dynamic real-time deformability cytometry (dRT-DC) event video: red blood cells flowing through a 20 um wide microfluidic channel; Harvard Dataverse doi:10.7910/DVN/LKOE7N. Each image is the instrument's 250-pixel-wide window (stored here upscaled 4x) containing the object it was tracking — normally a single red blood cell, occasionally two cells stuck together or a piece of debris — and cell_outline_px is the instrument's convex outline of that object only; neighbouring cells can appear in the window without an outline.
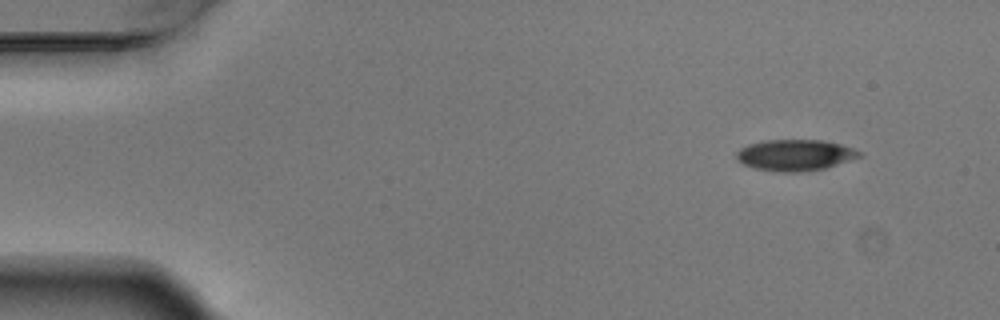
{"species": "Egyptian fruit bat (a non-hibernating species)", "species_latin": "Rousettus aegyptiacus", "temperature_condition": "warm", "stored_images_in_passage": 4, "camera_frame_rate_fps": 3000, "um_per_image_px": 0.085, "animal": {"sex": "male"}, "frame": {"image": 1, "passage_image": 1, "time_ms": 0.0, "image_size_px": [1000, 320], "cell_outline_px": [[864, 156], [824, 168], [800, 172], [780, 172], [756, 168], [744, 164], [736, 160], [736, 152], [740, 148], [748, 144], [764, 140], [824, 140], [840, 144], [852, 148], [860, 152]], "centroid_in_image_um": [67.57, 13.18], "position_along_channel_um": 17.4, "area_um2": 22.31}}
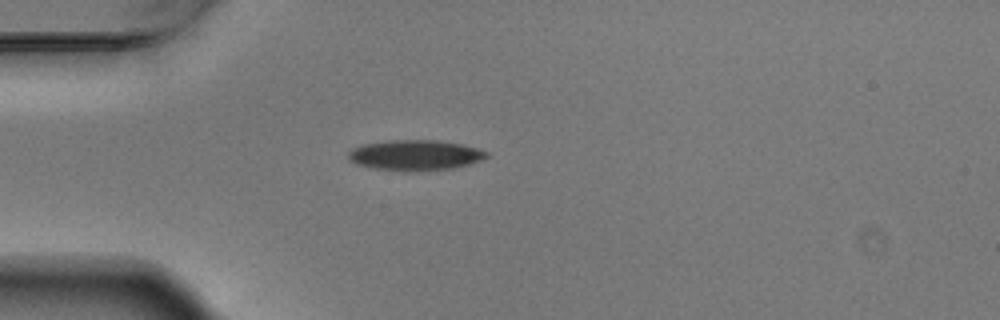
{"frame": {"image": 2, "passage_image": 4, "time_ms": 1.0, "image_size_px": [1000, 320], "cell_outline_px": [[488, 156], [480, 160], [468, 164], [452, 168], [372, 168], [356, 164], [348, 160], [348, 152], [352, 148], [364, 144], [388, 140], [436, 140], [460, 144], [476, 148], [488, 152]], "centroid_in_image_um": [35.25, 13.13], "position_along_channel_um": 49.8, "area_um2": 23.35}}